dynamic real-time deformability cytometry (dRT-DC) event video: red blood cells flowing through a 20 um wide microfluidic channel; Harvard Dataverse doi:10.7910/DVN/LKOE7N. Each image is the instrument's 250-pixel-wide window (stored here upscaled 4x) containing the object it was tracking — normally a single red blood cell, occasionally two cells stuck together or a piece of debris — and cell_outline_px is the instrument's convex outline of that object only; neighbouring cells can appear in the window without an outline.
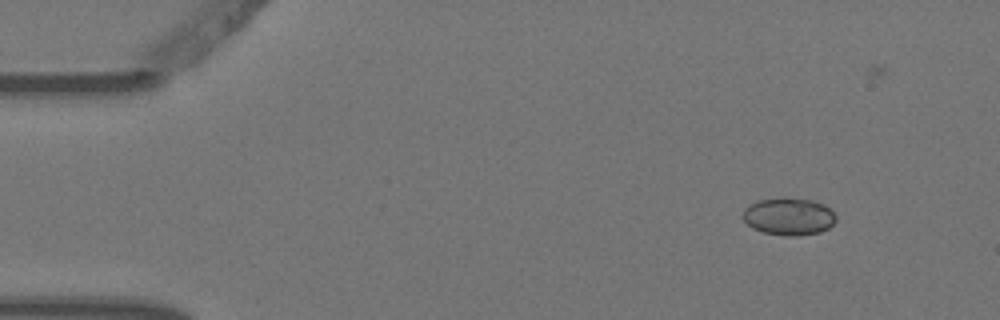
{"species": "Egyptian fruit bat (a non-hibernating species)", "species_latin": "Rousettus aegyptiacus", "temperature_condition": "warm", "stored_images_in_passage": 9, "camera_frame_rate_fps": 3000, "um_per_image_px": 0.085, "animal": {"sex": "female"}, "frame": {"image": 1, "passage_image": 3, "time_ms": 0.667, "image_size_px": [1000, 320], "cell_outline_px": [[836, 220], [828, 228], [820, 232], [800, 236], [784, 236], [764, 232], [752, 228], [744, 220], [744, 208], [748, 204], [760, 200], [784, 196], [812, 200], [824, 204], [836, 216]], "centroid_in_image_um": [67.04, 18.39], "position_along_channel_um": 18.0, "area_um2": 20.46}}
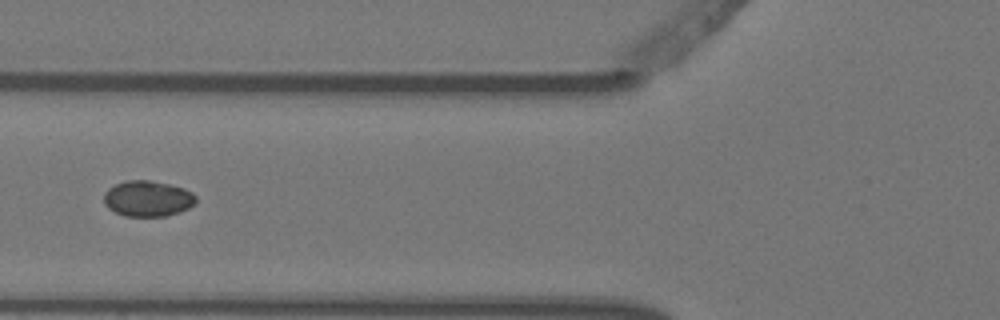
{"frame": {"image": 2, "passage_image": 7, "time_ms": 2.0, "image_size_px": [1000, 320], "cell_outline_px": [[196, 200], [188, 208], [180, 212], [164, 216], [124, 216], [108, 208], [104, 204], [104, 192], [108, 188], [116, 184], [128, 180], [152, 180], [184, 188], [192, 192], [196, 196]], "centroid_in_image_um": [12.54, 16.87], "position_along_channel_um": 113.3, "area_um2": 19.19}}
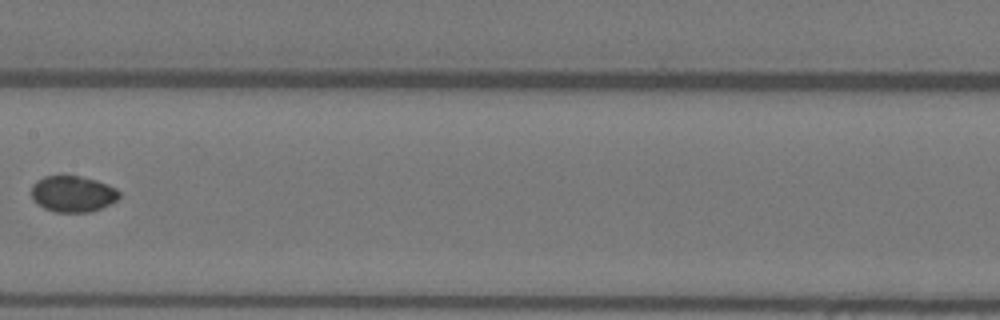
{"frame": {"image": 3, "passage_image": 9, "time_ms": 2.667, "image_size_px": [1000, 320], "cell_outline_px": [[120, 196], [116, 200], [100, 208], [88, 212], [56, 212], [44, 208], [36, 204], [32, 200], [32, 184], [36, 180], [44, 176], [60, 172], [80, 176], [96, 180], [116, 188], [120, 192]], "centroid_in_image_um": [6.13, 16.43], "position_along_channel_um": 201.3, "area_um2": 19.02}}